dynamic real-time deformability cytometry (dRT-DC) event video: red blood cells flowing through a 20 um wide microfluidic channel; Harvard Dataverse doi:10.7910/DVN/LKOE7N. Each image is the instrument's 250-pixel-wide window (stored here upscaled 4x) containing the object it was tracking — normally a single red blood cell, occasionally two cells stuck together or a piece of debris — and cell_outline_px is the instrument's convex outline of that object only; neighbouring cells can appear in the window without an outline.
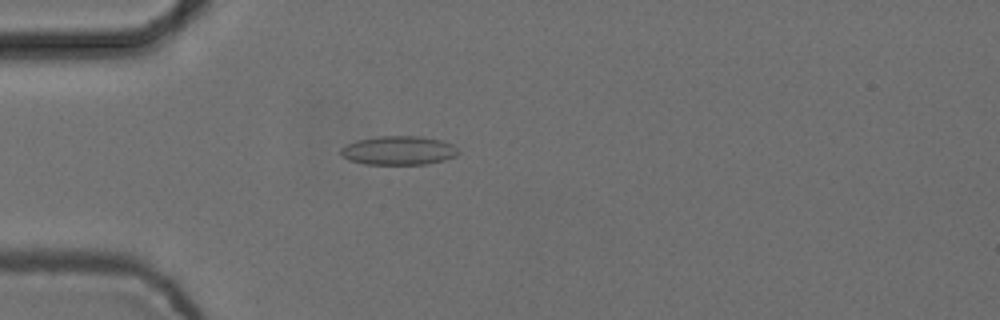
{"species": "common noctule bat (a hibernating species)", "species_latin": "Nyctalus noctula", "temperature_condition": "cold", "stored_images_in_passage": 5, "camera_frame_rate_fps": 3000, "um_per_image_px": 0.085, "animal": {"sex": "female", "body_mass_g": 24.6, "forearm_length_mm": 56.2}, "frame": {"image": 1, "passage_image": 5, "time_ms": 1.333, "image_size_px": [1000, 320], "cell_outline_px": [[460, 152], [456, 156], [444, 160], [428, 164], [364, 164], [348, 160], [340, 152], [340, 148], [356, 140], [376, 136], [420, 136], [440, 140], [452, 144]], "centroid_in_image_um": [33.88, 12.79], "position_along_channel_um": 51.1, "area_um2": 19.83}}